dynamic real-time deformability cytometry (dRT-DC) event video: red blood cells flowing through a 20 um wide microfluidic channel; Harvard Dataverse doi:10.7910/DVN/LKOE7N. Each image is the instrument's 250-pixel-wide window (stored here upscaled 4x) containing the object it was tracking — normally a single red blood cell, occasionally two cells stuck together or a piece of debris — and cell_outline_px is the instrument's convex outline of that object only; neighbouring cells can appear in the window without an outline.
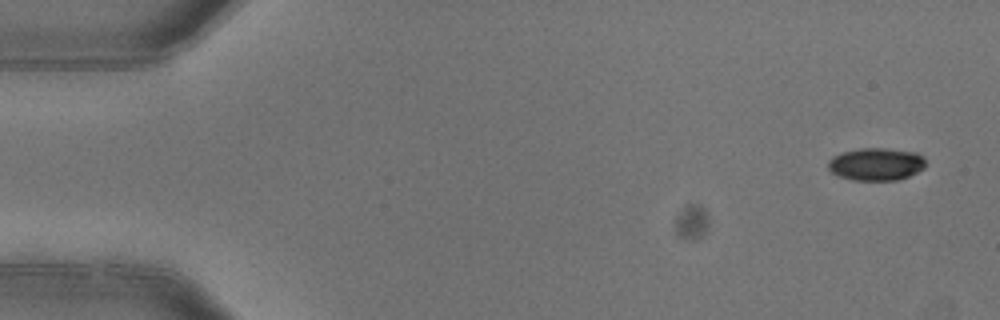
{"species": "common noctule bat (a hibernating species)", "species_latin": "Nyctalus noctula", "temperature_condition": "warm", "stored_images_in_passage": 6, "camera_frame_rate_fps": 3000, "um_per_image_px": 0.085, "animal": {"sex": "female"}, "frame": {"image": 1, "passage_image": 1, "time_ms": 0.0, "image_size_px": [1000, 320], "cell_outline_px": [[924, 168], [908, 176], [896, 180], [852, 180], [840, 176], [832, 172], [828, 168], [828, 160], [832, 156], [840, 152], [860, 148], [884, 148], [916, 152], [924, 156]], "centroid_in_image_um": [74.44, 13.94], "position_along_channel_um": 10.6, "area_um2": 18.55}}
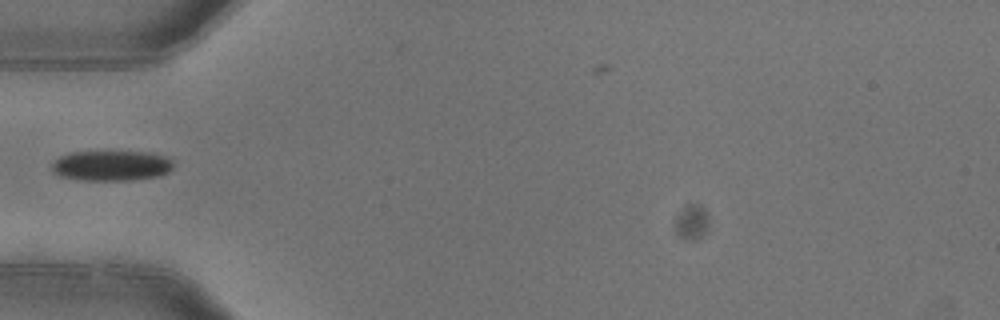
{"frame": {"image": 2, "passage_image": 5, "time_ms": 1.333, "image_size_px": [1000, 320], "cell_outline_px": [[172, 168], [168, 172], [160, 176], [132, 180], [80, 180], [60, 176], [52, 172], [52, 160], [68, 152], [148, 152], [164, 156], [172, 160]], "centroid_in_image_um": [9.43, 14.08], "position_along_channel_um": 75.6, "area_um2": 21.56}}
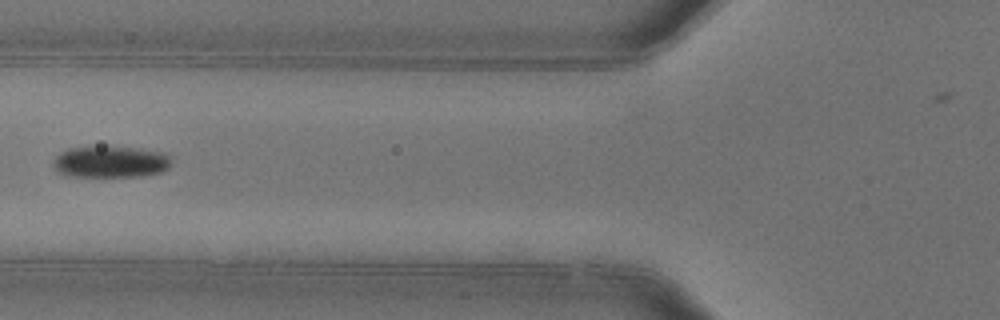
{"frame": {"image": 3, "passage_image": 6, "time_ms": 1.667, "image_size_px": [1000, 320], "cell_outline_px": [[168, 168], [160, 172], [140, 176], [68, 176], [60, 172], [52, 164], [52, 160], [60, 152], [68, 148], [140, 148], [160, 152], [168, 156]], "centroid_in_image_um": [9.34, 13.77], "position_along_channel_um": 116.5, "area_um2": 21.04}}